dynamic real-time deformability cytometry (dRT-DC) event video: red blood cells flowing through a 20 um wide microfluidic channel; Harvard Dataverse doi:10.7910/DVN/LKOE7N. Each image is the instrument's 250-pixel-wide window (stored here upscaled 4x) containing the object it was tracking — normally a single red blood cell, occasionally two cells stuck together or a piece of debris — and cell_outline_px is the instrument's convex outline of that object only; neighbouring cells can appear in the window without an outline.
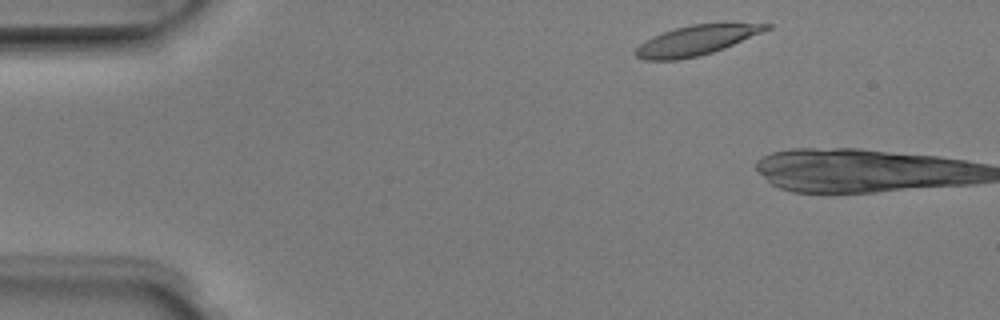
{"species": "Egyptian fruit bat (a non-hibernating species)", "species_latin": "Rousettus aegyptiacus", "temperature_condition": "room temperature", "stored_images_in_passage": 2, "camera_frame_rate_fps": 3000, "um_per_image_px": 0.085, "animal": {"sex": "male"}, "frame": {"image": 1, "passage_image": 1, "time_ms": 0.0, "image_size_px": [1000, 320], "cell_outline_px": [[772, 28], [724, 48], [712, 52], [680, 60], [644, 60], [636, 56], [632, 52], [644, 40], [652, 36], [676, 28], [692, 24], [772, 24]], "centroid_in_image_um": [59.12, 3.44], "position_along_channel_um": 25.9, "area_um2": 22.37}}